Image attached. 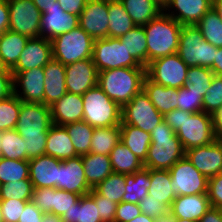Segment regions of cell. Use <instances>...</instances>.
Listing matches in <instances>:
<instances>
[{"label":"cell","instance_id":"obj_1","mask_svg":"<svg viewBox=\"0 0 222 222\" xmlns=\"http://www.w3.org/2000/svg\"><path fill=\"white\" fill-rule=\"evenodd\" d=\"M53 125L50 106L21 101L15 130L25 141L26 160L45 155L48 130Z\"/></svg>","mask_w":222,"mask_h":222},{"label":"cell","instance_id":"obj_2","mask_svg":"<svg viewBox=\"0 0 222 222\" xmlns=\"http://www.w3.org/2000/svg\"><path fill=\"white\" fill-rule=\"evenodd\" d=\"M164 122L172 128L184 150L209 145L216 140L212 114L206 112L189 113L174 109L163 115Z\"/></svg>","mask_w":222,"mask_h":222},{"label":"cell","instance_id":"obj_3","mask_svg":"<svg viewBox=\"0 0 222 222\" xmlns=\"http://www.w3.org/2000/svg\"><path fill=\"white\" fill-rule=\"evenodd\" d=\"M145 67H121L98 73V86L121 108L143 90Z\"/></svg>","mask_w":222,"mask_h":222},{"label":"cell","instance_id":"obj_4","mask_svg":"<svg viewBox=\"0 0 222 222\" xmlns=\"http://www.w3.org/2000/svg\"><path fill=\"white\" fill-rule=\"evenodd\" d=\"M151 144L148 149L144 168L169 170L176 162L185 157L182 143L175 131L164 121L151 132Z\"/></svg>","mask_w":222,"mask_h":222},{"label":"cell","instance_id":"obj_5","mask_svg":"<svg viewBox=\"0 0 222 222\" xmlns=\"http://www.w3.org/2000/svg\"><path fill=\"white\" fill-rule=\"evenodd\" d=\"M148 63L177 53L182 25L164 11L144 25Z\"/></svg>","mask_w":222,"mask_h":222},{"label":"cell","instance_id":"obj_6","mask_svg":"<svg viewBox=\"0 0 222 222\" xmlns=\"http://www.w3.org/2000/svg\"><path fill=\"white\" fill-rule=\"evenodd\" d=\"M83 121L92 127H109L121 124L122 108L96 85L82 95Z\"/></svg>","mask_w":222,"mask_h":222},{"label":"cell","instance_id":"obj_7","mask_svg":"<svg viewBox=\"0 0 222 222\" xmlns=\"http://www.w3.org/2000/svg\"><path fill=\"white\" fill-rule=\"evenodd\" d=\"M217 47L204 40L196 25H182L177 54L188 67L211 68Z\"/></svg>","mask_w":222,"mask_h":222},{"label":"cell","instance_id":"obj_8","mask_svg":"<svg viewBox=\"0 0 222 222\" xmlns=\"http://www.w3.org/2000/svg\"><path fill=\"white\" fill-rule=\"evenodd\" d=\"M93 43L94 39L78 26L51 40L52 57L65 66L90 59L93 55Z\"/></svg>","mask_w":222,"mask_h":222},{"label":"cell","instance_id":"obj_9","mask_svg":"<svg viewBox=\"0 0 222 222\" xmlns=\"http://www.w3.org/2000/svg\"><path fill=\"white\" fill-rule=\"evenodd\" d=\"M93 62L98 70H111L121 67H143L132 57L119 38L94 39Z\"/></svg>","mask_w":222,"mask_h":222},{"label":"cell","instance_id":"obj_10","mask_svg":"<svg viewBox=\"0 0 222 222\" xmlns=\"http://www.w3.org/2000/svg\"><path fill=\"white\" fill-rule=\"evenodd\" d=\"M188 68L180 56L174 53L149 62L146 76L157 84L179 89L186 83Z\"/></svg>","mask_w":222,"mask_h":222},{"label":"cell","instance_id":"obj_11","mask_svg":"<svg viewBox=\"0 0 222 222\" xmlns=\"http://www.w3.org/2000/svg\"><path fill=\"white\" fill-rule=\"evenodd\" d=\"M163 121V115L152 104L144 90L122 107L121 124L133 125L150 133Z\"/></svg>","mask_w":222,"mask_h":222},{"label":"cell","instance_id":"obj_12","mask_svg":"<svg viewBox=\"0 0 222 222\" xmlns=\"http://www.w3.org/2000/svg\"><path fill=\"white\" fill-rule=\"evenodd\" d=\"M171 189L176 196L207 194L208 179L183 157L170 169Z\"/></svg>","mask_w":222,"mask_h":222},{"label":"cell","instance_id":"obj_13","mask_svg":"<svg viewBox=\"0 0 222 222\" xmlns=\"http://www.w3.org/2000/svg\"><path fill=\"white\" fill-rule=\"evenodd\" d=\"M9 29L29 38L39 37L42 13L32 0H7Z\"/></svg>","mask_w":222,"mask_h":222},{"label":"cell","instance_id":"obj_14","mask_svg":"<svg viewBox=\"0 0 222 222\" xmlns=\"http://www.w3.org/2000/svg\"><path fill=\"white\" fill-rule=\"evenodd\" d=\"M78 26L79 16L63 11L58 0H51L47 11L41 15L39 37L52 40Z\"/></svg>","mask_w":222,"mask_h":222},{"label":"cell","instance_id":"obj_15","mask_svg":"<svg viewBox=\"0 0 222 222\" xmlns=\"http://www.w3.org/2000/svg\"><path fill=\"white\" fill-rule=\"evenodd\" d=\"M80 197L79 194L57 188H34L30 201L43 213L62 216Z\"/></svg>","mask_w":222,"mask_h":222},{"label":"cell","instance_id":"obj_16","mask_svg":"<svg viewBox=\"0 0 222 222\" xmlns=\"http://www.w3.org/2000/svg\"><path fill=\"white\" fill-rule=\"evenodd\" d=\"M14 94L27 103L44 104V71L43 67L23 72H12Z\"/></svg>","mask_w":222,"mask_h":222},{"label":"cell","instance_id":"obj_17","mask_svg":"<svg viewBox=\"0 0 222 222\" xmlns=\"http://www.w3.org/2000/svg\"><path fill=\"white\" fill-rule=\"evenodd\" d=\"M185 157L207 179L214 177L222 172V141L188 149Z\"/></svg>","mask_w":222,"mask_h":222},{"label":"cell","instance_id":"obj_18","mask_svg":"<svg viewBox=\"0 0 222 222\" xmlns=\"http://www.w3.org/2000/svg\"><path fill=\"white\" fill-rule=\"evenodd\" d=\"M108 0H87L79 26L93 39L108 37Z\"/></svg>","mask_w":222,"mask_h":222},{"label":"cell","instance_id":"obj_19","mask_svg":"<svg viewBox=\"0 0 222 222\" xmlns=\"http://www.w3.org/2000/svg\"><path fill=\"white\" fill-rule=\"evenodd\" d=\"M67 92L83 95L98 84V70L93 59L80 60L65 66Z\"/></svg>","mask_w":222,"mask_h":222},{"label":"cell","instance_id":"obj_20","mask_svg":"<svg viewBox=\"0 0 222 222\" xmlns=\"http://www.w3.org/2000/svg\"><path fill=\"white\" fill-rule=\"evenodd\" d=\"M56 188L81 196L89 194L92 188L85 179L82 156L62 161L59 165L58 186Z\"/></svg>","mask_w":222,"mask_h":222},{"label":"cell","instance_id":"obj_21","mask_svg":"<svg viewBox=\"0 0 222 222\" xmlns=\"http://www.w3.org/2000/svg\"><path fill=\"white\" fill-rule=\"evenodd\" d=\"M51 59H53L51 40L43 37L29 38L11 72H23L44 67Z\"/></svg>","mask_w":222,"mask_h":222},{"label":"cell","instance_id":"obj_22","mask_svg":"<svg viewBox=\"0 0 222 222\" xmlns=\"http://www.w3.org/2000/svg\"><path fill=\"white\" fill-rule=\"evenodd\" d=\"M212 8V0H169L163 11L181 25H196Z\"/></svg>","mask_w":222,"mask_h":222},{"label":"cell","instance_id":"obj_23","mask_svg":"<svg viewBox=\"0 0 222 222\" xmlns=\"http://www.w3.org/2000/svg\"><path fill=\"white\" fill-rule=\"evenodd\" d=\"M62 163L49 155H41L29 160V179L34 188H56L58 170Z\"/></svg>","mask_w":222,"mask_h":222},{"label":"cell","instance_id":"obj_24","mask_svg":"<svg viewBox=\"0 0 222 222\" xmlns=\"http://www.w3.org/2000/svg\"><path fill=\"white\" fill-rule=\"evenodd\" d=\"M54 125L64 126L83 120L82 95L67 92L50 106Z\"/></svg>","mask_w":222,"mask_h":222},{"label":"cell","instance_id":"obj_25","mask_svg":"<svg viewBox=\"0 0 222 222\" xmlns=\"http://www.w3.org/2000/svg\"><path fill=\"white\" fill-rule=\"evenodd\" d=\"M44 71V104L51 106L67 93L65 65L61 62L51 59Z\"/></svg>","mask_w":222,"mask_h":222},{"label":"cell","instance_id":"obj_26","mask_svg":"<svg viewBox=\"0 0 222 222\" xmlns=\"http://www.w3.org/2000/svg\"><path fill=\"white\" fill-rule=\"evenodd\" d=\"M211 208L207 194L176 196L170 207L175 218L199 221Z\"/></svg>","mask_w":222,"mask_h":222},{"label":"cell","instance_id":"obj_27","mask_svg":"<svg viewBox=\"0 0 222 222\" xmlns=\"http://www.w3.org/2000/svg\"><path fill=\"white\" fill-rule=\"evenodd\" d=\"M45 155L64 161L79 156L64 126L52 125L48 130Z\"/></svg>","mask_w":222,"mask_h":222},{"label":"cell","instance_id":"obj_28","mask_svg":"<svg viewBox=\"0 0 222 222\" xmlns=\"http://www.w3.org/2000/svg\"><path fill=\"white\" fill-rule=\"evenodd\" d=\"M143 90L162 115L177 109L178 89L157 84L146 76Z\"/></svg>","mask_w":222,"mask_h":222},{"label":"cell","instance_id":"obj_29","mask_svg":"<svg viewBox=\"0 0 222 222\" xmlns=\"http://www.w3.org/2000/svg\"><path fill=\"white\" fill-rule=\"evenodd\" d=\"M81 156L85 179L92 189L113 173L109 155L88 153Z\"/></svg>","mask_w":222,"mask_h":222},{"label":"cell","instance_id":"obj_30","mask_svg":"<svg viewBox=\"0 0 222 222\" xmlns=\"http://www.w3.org/2000/svg\"><path fill=\"white\" fill-rule=\"evenodd\" d=\"M29 37L7 30L0 35V56L7 69L12 70L18 61Z\"/></svg>","mask_w":222,"mask_h":222},{"label":"cell","instance_id":"obj_31","mask_svg":"<svg viewBox=\"0 0 222 222\" xmlns=\"http://www.w3.org/2000/svg\"><path fill=\"white\" fill-rule=\"evenodd\" d=\"M121 142L143 163L151 144V135L138 127L128 124H120Z\"/></svg>","mask_w":222,"mask_h":222},{"label":"cell","instance_id":"obj_32","mask_svg":"<svg viewBox=\"0 0 222 222\" xmlns=\"http://www.w3.org/2000/svg\"><path fill=\"white\" fill-rule=\"evenodd\" d=\"M113 173L134 174L144 168V164L121 141L110 152Z\"/></svg>","mask_w":222,"mask_h":222},{"label":"cell","instance_id":"obj_33","mask_svg":"<svg viewBox=\"0 0 222 222\" xmlns=\"http://www.w3.org/2000/svg\"><path fill=\"white\" fill-rule=\"evenodd\" d=\"M151 186L148 189V195L163 204L171 207L176 195L171 189V175L169 170L150 169Z\"/></svg>","mask_w":222,"mask_h":222},{"label":"cell","instance_id":"obj_34","mask_svg":"<svg viewBox=\"0 0 222 222\" xmlns=\"http://www.w3.org/2000/svg\"><path fill=\"white\" fill-rule=\"evenodd\" d=\"M108 37L120 38L136 26L120 0H108Z\"/></svg>","mask_w":222,"mask_h":222},{"label":"cell","instance_id":"obj_35","mask_svg":"<svg viewBox=\"0 0 222 222\" xmlns=\"http://www.w3.org/2000/svg\"><path fill=\"white\" fill-rule=\"evenodd\" d=\"M136 26H144L157 17L163 9L152 0H120Z\"/></svg>","mask_w":222,"mask_h":222},{"label":"cell","instance_id":"obj_36","mask_svg":"<svg viewBox=\"0 0 222 222\" xmlns=\"http://www.w3.org/2000/svg\"><path fill=\"white\" fill-rule=\"evenodd\" d=\"M126 193L123 196V202L138 204L148 195V189L151 186L150 169L143 168L134 174L125 175Z\"/></svg>","mask_w":222,"mask_h":222},{"label":"cell","instance_id":"obj_37","mask_svg":"<svg viewBox=\"0 0 222 222\" xmlns=\"http://www.w3.org/2000/svg\"><path fill=\"white\" fill-rule=\"evenodd\" d=\"M119 39L125 45L128 53L146 68L148 65V50L144 27L134 26Z\"/></svg>","mask_w":222,"mask_h":222},{"label":"cell","instance_id":"obj_38","mask_svg":"<svg viewBox=\"0 0 222 222\" xmlns=\"http://www.w3.org/2000/svg\"><path fill=\"white\" fill-rule=\"evenodd\" d=\"M120 141V125L95 127L91 139L90 153L110 155V152Z\"/></svg>","mask_w":222,"mask_h":222},{"label":"cell","instance_id":"obj_39","mask_svg":"<svg viewBox=\"0 0 222 222\" xmlns=\"http://www.w3.org/2000/svg\"><path fill=\"white\" fill-rule=\"evenodd\" d=\"M64 222H102L95 201L87 194L62 216Z\"/></svg>","mask_w":222,"mask_h":222},{"label":"cell","instance_id":"obj_40","mask_svg":"<svg viewBox=\"0 0 222 222\" xmlns=\"http://www.w3.org/2000/svg\"><path fill=\"white\" fill-rule=\"evenodd\" d=\"M73 143L76 153L81 156L90 153L94 127L86 121H78L64 125Z\"/></svg>","mask_w":222,"mask_h":222},{"label":"cell","instance_id":"obj_41","mask_svg":"<svg viewBox=\"0 0 222 222\" xmlns=\"http://www.w3.org/2000/svg\"><path fill=\"white\" fill-rule=\"evenodd\" d=\"M204 40L215 47H222V20L214 9H210L196 24Z\"/></svg>","mask_w":222,"mask_h":222},{"label":"cell","instance_id":"obj_42","mask_svg":"<svg viewBox=\"0 0 222 222\" xmlns=\"http://www.w3.org/2000/svg\"><path fill=\"white\" fill-rule=\"evenodd\" d=\"M1 157L26 160L25 141L22 136L15 130H5L0 132Z\"/></svg>","mask_w":222,"mask_h":222},{"label":"cell","instance_id":"obj_43","mask_svg":"<svg viewBox=\"0 0 222 222\" xmlns=\"http://www.w3.org/2000/svg\"><path fill=\"white\" fill-rule=\"evenodd\" d=\"M29 179V160H14L0 157V183Z\"/></svg>","mask_w":222,"mask_h":222},{"label":"cell","instance_id":"obj_44","mask_svg":"<svg viewBox=\"0 0 222 222\" xmlns=\"http://www.w3.org/2000/svg\"><path fill=\"white\" fill-rule=\"evenodd\" d=\"M125 175L112 173L104 181L99 183L94 190L106 199L115 203H121L126 193Z\"/></svg>","mask_w":222,"mask_h":222},{"label":"cell","instance_id":"obj_45","mask_svg":"<svg viewBox=\"0 0 222 222\" xmlns=\"http://www.w3.org/2000/svg\"><path fill=\"white\" fill-rule=\"evenodd\" d=\"M214 75L215 74L212 72V70L207 67H189L184 86L188 90L199 92L200 95L204 97L207 90L211 87V81Z\"/></svg>","mask_w":222,"mask_h":222},{"label":"cell","instance_id":"obj_46","mask_svg":"<svg viewBox=\"0 0 222 222\" xmlns=\"http://www.w3.org/2000/svg\"><path fill=\"white\" fill-rule=\"evenodd\" d=\"M21 109V100L12 94L0 100V132L15 129Z\"/></svg>","mask_w":222,"mask_h":222},{"label":"cell","instance_id":"obj_47","mask_svg":"<svg viewBox=\"0 0 222 222\" xmlns=\"http://www.w3.org/2000/svg\"><path fill=\"white\" fill-rule=\"evenodd\" d=\"M33 189L34 187L30 180L1 184L0 200L16 199L20 201H30Z\"/></svg>","mask_w":222,"mask_h":222},{"label":"cell","instance_id":"obj_48","mask_svg":"<svg viewBox=\"0 0 222 222\" xmlns=\"http://www.w3.org/2000/svg\"><path fill=\"white\" fill-rule=\"evenodd\" d=\"M177 109L189 113L203 112V97L199 92L188 90L185 86L178 89Z\"/></svg>","mask_w":222,"mask_h":222},{"label":"cell","instance_id":"obj_49","mask_svg":"<svg viewBox=\"0 0 222 222\" xmlns=\"http://www.w3.org/2000/svg\"><path fill=\"white\" fill-rule=\"evenodd\" d=\"M222 106V76L214 75L211 87L203 97V111L213 114Z\"/></svg>","mask_w":222,"mask_h":222},{"label":"cell","instance_id":"obj_50","mask_svg":"<svg viewBox=\"0 0 222 222\" xmlns=\"http://www.w3.org/2000/svg\"><path fill=\"white\" fill-rule=\"evenodd\" d=\"M94 201L99 210V217L102 222H115L117 203L99 195L94 189L88 194Z\"/></svg>","mask_w":222,"mask_h":222},{"label":"cell","instance_id":"obj_51","mask_svg":"<svg viewBox=\"0 0 222 222\" xmlns=\"http://www.w3.org/2000/svg\"><path fill=\"white\" fill-rule=\"evenodd\" d=\"M28 202L16 199L0 200L4 222H18Z\"/></svg>","mask_w":222,"mask_h":222},{"label":"cell","instance_id":"obj_52","mask_svg":"<svg viewBox=\"0 0 222 222\" xmlns=\"http://www.w3.org/2000/svg\"><path fill=\"white\" fill-rule=\"evenodd\" d=\"M138 205L142 214H146L154 219H157L170 211L168 205L158 202V200L151 198L150 195L145 196Z\"/></svg>","mask_w":222,"mask_h":222},{"label":"cell","instance_id":"obj_53","mask_svg":"<svg viewBox=\"0 0 222 222\" xmlns=\"http://www.w3.org/2000/svg\"><path fill=\"white\" fill-rule=\"evenodd\" d=\"M207 195L211 207L222 208V174L208 179Z\"/></svg>","mask_w":222,"mask_h":222},{"label":"cell","instance_id":"obj_54","mask_svg":"<svg viewBox=\"0 0 222 222\" xmlns=\"http://www.w3.org/2000/svg\"><path fill=\"white\" fill-rule=\"evenodd\" d=\"M141 214V209L138 204L122 201L117 204L115 222H129Z\"/></svg>","mask_w":222,"mask_h":222},{"label":"cell","instance_id":"obj_55","mask_svg":"<svg viewBox=\"0 0 222 222\" xmlns=\"http://www.w3.org/2000/svg\"><path fill=\"white\" fill-rule=\"evenodd\" d=\"M43 212L29 201L18 220V222H42Z\"/></svg>","mask_w":222,"mask_h":222},{"label":"cell","instance_id":"obj_56","mask_svg":"<svg viewBox=\"0 0 222 222\" xmlns=\"http://www.w3.org/2000/svg\"><path fill=\"white\" fill-rule=\"evenodd\" d=\"M14 94L12 72H0V100Z\"/></svg>","mask_w":222,"mask_h":222},{"label":"cell","instance_id":"obj_57","mask_svg":"<svg viewBox=\"0 0 222 222\" xmlns=\"http://www.w3.org/2000/svg\"><path fill=\"white\" fill-rule=\"evenodd\" d=\"M63 11L80 16L87 0H58Z\"/></svg>","mask_w":222,"mask_h":222},{"label":"cell","instance_id":"obj_58","mask_svg":"<svg viewBox=\"0 0 222 222\" xmlns=\"http://www.w3.org/2000/svg\"><path fill=\"white\" fill-rule=\"evenodd\" d=\"M9 29V6L7 0H0V35Z\"/></svg>","mask_w":222,"mask_h":222},{"label":"cell","instance_id":"obj_59","mask_svg":"<svg viewBox=\"0 0 222 222\" xmlns=\"http://www.w3.org/2000/svg\"><path fill=\"white\" fill-rule=\"evenodd\" d=\"M212 121L216 140L222 141V106L212 114Z\"/></svg>","mask_w":222,"mask_h":222},{"label":"cell","instance_id":"obj_60","mask_svg":"<svg viewBox=\"0 0 222 222\" xmlns=\"http://www.w3.org/2000/svg\"><path fill=\"white\" fill-rule=\"evenodd\" d=\"M199 222H222V208L211 207Z\"/></svg>","mask_w":222,"mask_h":222},{"label":"cell","instance_id":"obj_61","mask_svg":"<svg viewBox=\"0 0 222 222\" xmlns=\"http://www.w3.org/2000/svg\"><path fill=\"white\" fill-rule=\"evenodd\" d=\"M210 69L216 76H222V47H217L215 60Z\"/></svg>","mask_w":222,"mask_h":222},{"label":"cell","instance_id":"obj_62","mask_svg":"<svg viewBox=\"0 0 222 222\" xmlns=\"http://www.w3.org/2000/svg\"><path fill=\"white\" fill-rule=\"evenodd\" d=\"M42 222H64L60 215L53 213H44Z\"/></svg>","mask_w":222,"mask_h":222},{"label":"cell","instance_id":"obj_63","mask_svg":"<svg viewBox=\"0 0 222 222\" xmlns=\"http://www.w3.org/2000/svg\"><path fill=\"white\" fill-rule=\"evenodd\" d=\"M41 13L47 11V7L51 4V0H32Z\"/></svg>","mask_w":222,"mask_h":222},{"label":"cell","instance_id":"obj_64","mask_svg":"<svg viewBox=\"0 0 222 222\" xmlns=\"http://www.w3.org/2000/svg\"><path fill=\"white\" fill-rule=\"evenodd\" d=\"M155 222H176V218L169 211L168 213L157 218Z\"/></svg>","mask_w":222,"mask_h":222},{"label":"cell","instance_id":"obj_65","mask_svg":"<svg viewBox=\"0 0 222 222\" xmlns=\"http://www.w3.org/2000/svg\"><path fill=\"white\" fill-rule=\"evenodd\" d=\"M212 9H214L222 20V0H212Z\"/></svg>","mask_w":222,"mask_h":222},{"label":"cell","instance_id":"obj_66","mask_svg":"<svg viewBox=\"0 0 222 222\" xmlns=\"http://www.w3.org/2000/svg\"><path fill=\"white\" fill-rule=\"evenodd\" d=\"M155 221L156 219L149 217L146 214H141L129 222H155Z\"/></svg>","mask_w":222,"mask_h":222},{"label":"cell","instance_id":"obj_67","mask_svg":"<svg viewBox=\"0 0 222 222\" xmlns=\"http://www.w3.org/2000/svg\"><path fill=\"white\" fill-rule=\"evenodd\" d=\"M152 1H154L162 9H164L168 5V2H169V0H152Z\"/></svg>","mask_w":222,"mask_h":222},{"label":"cell","instance_id":"obj_68","mask_svg":"<svg viewBox=\"0 0 222 222\" xmlns=\"http://www.w3.org/2000/svg\"><path fill=\"white\" fill-rule=\"evenodd\" d=\"M0 72H11V70L7 69L6 66L4 65L1 56H0Z\"/></svg>","mask_w":222,"mask_h":222},{"label":"cell","instance_id":"obj_69","mask_svg":"<svg viewBox=\"0 0 222 222\" xmlns=\"http://www.w3.org/2000/svg\"><path fill=\"white\" fill-rule=\"evenodd\" d=\"M176 222H199V221L185 220V219H181V218H176Z\"/></svg>","mask_w":222,"mask_h":222},{"label":"cell","instance_id":"obj_70","mask_svg":"<svg viewBox=\"0 0 222 222\" xmlns=\"http://www.w3.org/2000/svg\"><path fill=\"white\" fill-rule=\"evenodd\" d=\"M0 222H4L2 210H1V205H0Z\"/></svg>","mask_w":222,"mask_h":222}]
</instances>
